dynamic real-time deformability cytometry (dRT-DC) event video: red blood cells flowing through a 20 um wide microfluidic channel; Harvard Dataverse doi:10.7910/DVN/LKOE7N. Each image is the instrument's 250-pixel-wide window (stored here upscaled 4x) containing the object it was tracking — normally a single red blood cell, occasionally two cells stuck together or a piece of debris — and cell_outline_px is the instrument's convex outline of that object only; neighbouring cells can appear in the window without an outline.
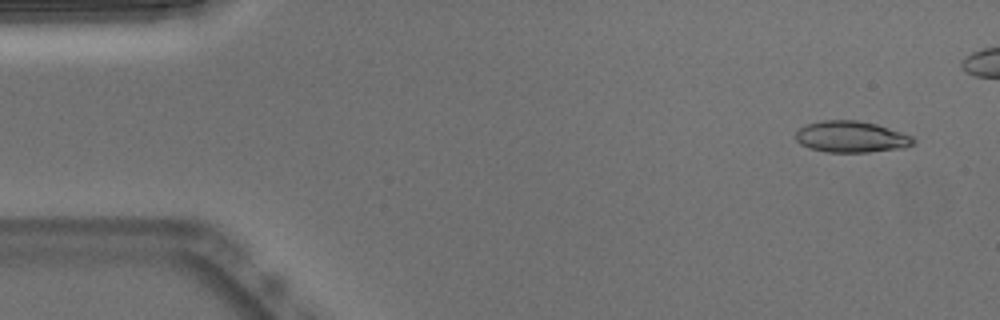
{"species": "Egyptian fruit bat (a non-hibernating species)", "species_latin": "Rousettus aegyptiacus", "temperature_condition": "warm", "stored_images_in_passage": 45, "camera_frame_rate_fps": 3000, "um_per_image_px": 0.085, "animal": {"sex": "male"}, "frame": {"image": 1, "passage_image": 3, "time_ms": 0.667, "image_size_px": [1000, 320], "cell_outline_px": [[916, 140], [912, 144], [904, 148], [868, 152], [828, 152], [808, 148], [800, 144], [796, 140], [796, 128], [804, 124], [820, 120], [856, 120], [876, 124], [912, 136]], "centroid_in_image_um": [72.29, 11.62], "position_along_channel_um": 12.7, "area_um2": 21.68}}
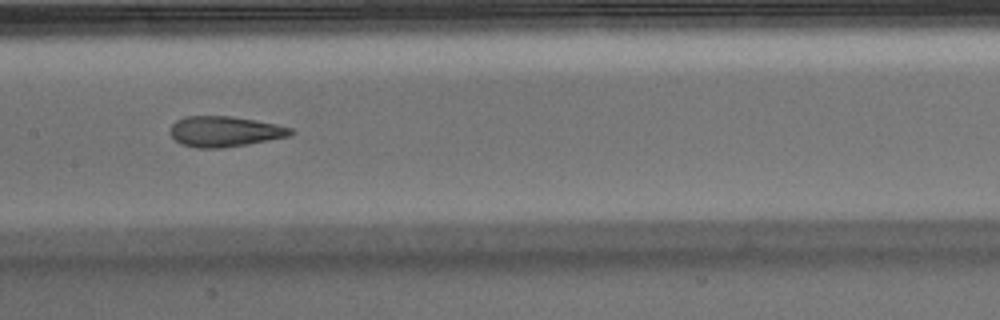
{"frame": {"image": 2, "passage_image": 25, "time_ms": 8.0, "image_size_px": [1000, 320], "cell_outline_px": [[296, 132], [292, 136], [248, 144], [224, 148], [196, 148], [180, 144], [168, 132], [172, 124], [176, 120], [184, 116], [232, 116], [256, 120], [276, 124], [292, 128]], "centroid_in_image_um": [19.11, 11.18], "position_along_channel_um": 188.3, "area_um2": 21.79}}
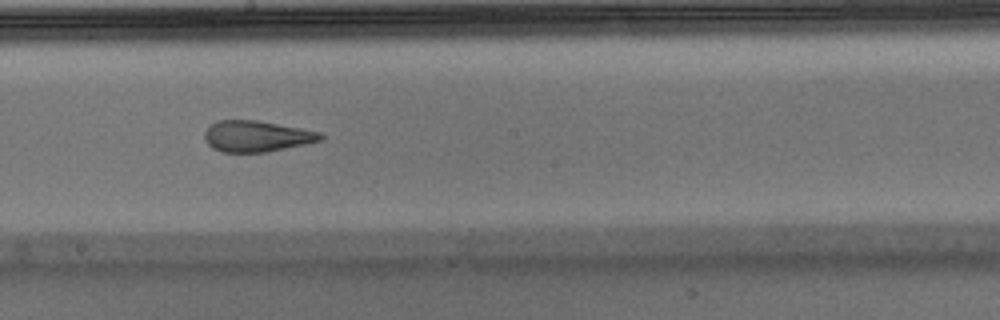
{"frame": {"image": 3, "passage_image": 28, "time_ms": 9.0, "image_size_px": [1000, 320], "cell_outline_px": [[324, 140], [308, 144], [268, 152], [220, 152], [212, 148], [204, 140], [204, 132], [216, 120], [256, 120], [300, 128], [320, 132], [324, 136]], "centroid_in_image_um": [21.83, 11.59], "position_along_channel_um": 226.4, "area_um2": 21.21}}